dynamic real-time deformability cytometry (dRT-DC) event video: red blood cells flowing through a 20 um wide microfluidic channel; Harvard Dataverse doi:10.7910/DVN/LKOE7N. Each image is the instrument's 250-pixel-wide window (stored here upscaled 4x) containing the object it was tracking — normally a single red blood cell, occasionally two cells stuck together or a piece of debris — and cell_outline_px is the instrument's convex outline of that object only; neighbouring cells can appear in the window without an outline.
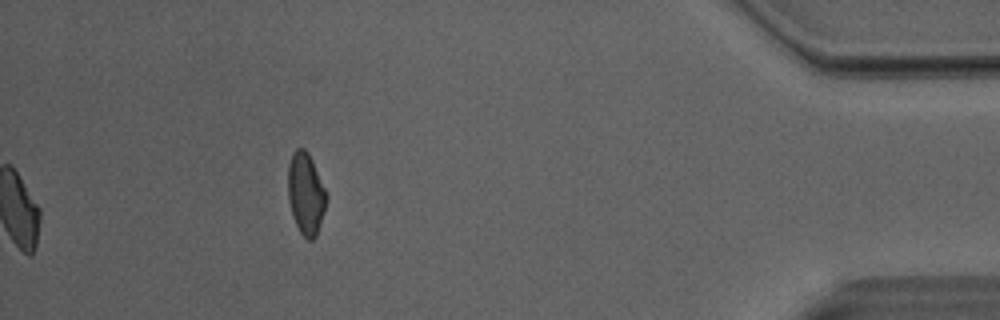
{"species": "Egyptian fruit bat (a non-hibernating species)", "species_latin": "Rousettus aegyptiacus", "temperature_condition": "room temperature", "stored_images_in_passage": 33, "camera_frame_rate_fps": 3000, "um_per_image_px": 0.085, "animal": {"sex": "male"}, "frame": {"image": 1, "passage_image": 33, "time_ms": 10.667, "image_size_px": [1000, 320], "cell_outline_px": [[328, 196], [324, 212], [316, 236], [312, 240], [308, 240], [300, 232], [292, 216], [288, 200], [288, 164], [292, 152], [296, 148], [304, 148], [308, 152], [312, 160]], "centroid_in_image_um": [25.98, 16.45], "position_along_channel_um": 409.2, "area_um2": 18.38}, "authors_computed_cell_mechanics": {"area_um2": 19.0162, "velocity_mm_per_s": 4.0527, "shape_relaxation_time_tau1_ms": 7.9083, "shape_relaxation_time_tau2_ms": 1.5795, "deformation_change_tau1": 0.1902, "deformation_change_tau2": 0.072}}